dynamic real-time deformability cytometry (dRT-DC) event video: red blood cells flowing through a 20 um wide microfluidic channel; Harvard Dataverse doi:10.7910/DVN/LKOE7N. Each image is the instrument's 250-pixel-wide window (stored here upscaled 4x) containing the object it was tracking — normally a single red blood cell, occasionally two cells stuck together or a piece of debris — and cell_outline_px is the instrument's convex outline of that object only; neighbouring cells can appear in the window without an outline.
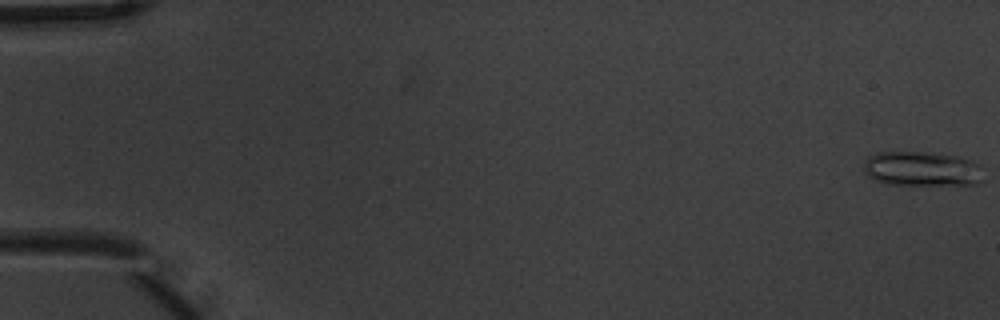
{"species": "common noctule bat (a hibernating species)", "species_latin": "Nyctalus noctula", "temperature_condition": "warm", "stored_images_in_passage": 6, "camera_frame_rate_fps": 3000, "um_per_image_px": 0.085, "animal": {"sex": "male", "body_mass_g": 20.1, "forearm_length_mm": 53.5}, "frame": {"image": 1, "passage_image": 1, "time_ms": 0.0, "image_size_px": [1000, 320], "cell_outline_px": [[984, 180], [980, 184], [888, 184], [876, 180], [868, 176], [864, 172], [864, 160], [868, 156], [876, 152], [932, 152], [956, 156], [972, 160], [980, 164]], "centroid_in_image_um": [78.38, 14.34], "position_along_channel_um": 6.6, "area_um2": 24.39}}